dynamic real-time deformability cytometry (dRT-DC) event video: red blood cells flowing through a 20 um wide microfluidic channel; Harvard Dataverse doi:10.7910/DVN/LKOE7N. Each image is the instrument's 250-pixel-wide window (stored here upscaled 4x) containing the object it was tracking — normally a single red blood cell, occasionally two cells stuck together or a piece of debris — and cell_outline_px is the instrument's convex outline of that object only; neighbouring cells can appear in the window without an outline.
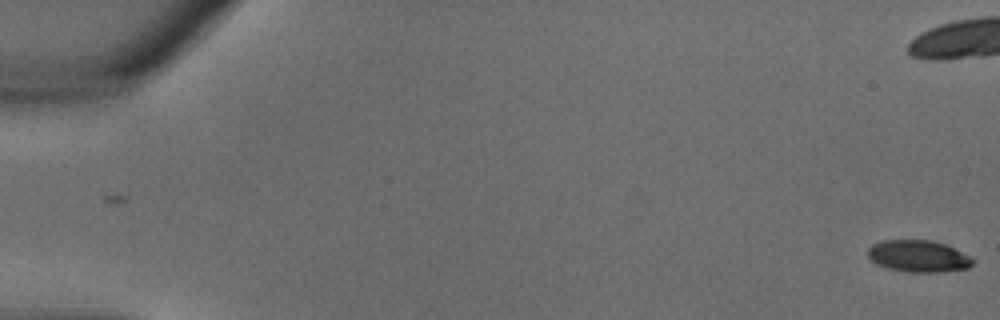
{"species": "common noctule bat (a hibernating species)", "species_latin": "Nyctalus noctula", "temperature_condition": "warm", "stored_images_in_passage": 35, "camera_frame_rate_fps": 3000, "um_per_image_px": 0.085, "animal": {"sex": "male", "body_mass_g": 18.8}, "frame": {"image": 1, "passage_image": 1, "time_ms": 0.0, "image_size_px": [1000, 320], "cell_outline_px": [[976, 260], [968, 268], [940, 272], [912, 272], [888, 268], [872, 260], [868, 256], [868, 248], [872, 244], [880, 240], [932, 240], [948, 244]], "centroid_in_image_um": [78.1, 21.75], "position_along_channel_um": 6.9, "area_um2": 19.48}}